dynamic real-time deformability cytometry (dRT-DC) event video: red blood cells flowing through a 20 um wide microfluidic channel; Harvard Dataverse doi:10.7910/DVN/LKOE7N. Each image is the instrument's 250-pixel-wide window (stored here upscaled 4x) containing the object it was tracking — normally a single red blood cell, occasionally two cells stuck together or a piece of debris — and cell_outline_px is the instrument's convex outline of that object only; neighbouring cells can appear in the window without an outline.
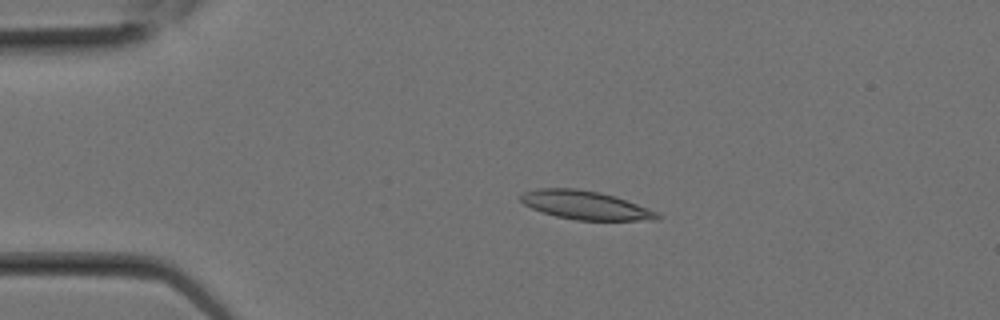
{"species": "Egyptian fruit bat (a non-hibernating species)", "species_latin": "Rousettus aegyptiacus", "temperature_condition": "room temperature", "stored_images_in_passage": 2, "camera_frame_rate_fps": 3000, "um_per_image_px": 0.085, "animal": {"sex": "female"}, "frame": {"image": 1, "passage_image": 2, "time_ms": 0.333, "image_size_px": [1000, 320], "cell_outline_px": [[664, 216], [656, 220], [576, 220], [556, 216], [532, 208], [524, 204], [520, 200], [520, 196], [524, 192], [536, 188], [576, 188], [600, 192], [636, 204], [656, 212]], "centroid_in_image_um": [49.73, 17.44], "position_along_channel_um": 35.3, "area_um2": 22.48}}